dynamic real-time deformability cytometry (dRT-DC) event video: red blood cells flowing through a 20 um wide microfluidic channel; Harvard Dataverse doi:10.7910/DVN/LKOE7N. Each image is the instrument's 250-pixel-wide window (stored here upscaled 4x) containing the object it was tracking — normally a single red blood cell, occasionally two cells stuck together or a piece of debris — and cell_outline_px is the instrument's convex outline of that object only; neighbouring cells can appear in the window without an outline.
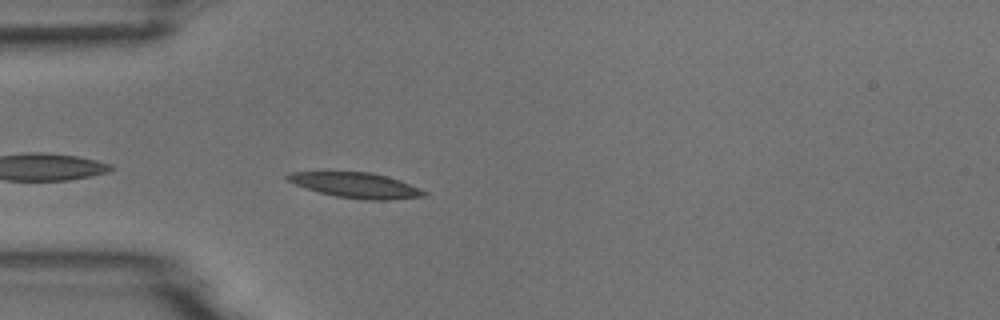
{"species": "common noctule bat (a hibernating species)", "species_latin": "Nyctalus noctula", "temperature_condition": "room temperature", "stored_images_in_passage": 4, "camera_frame_rate_fps": 3000, "um_per_image_px": 0.085, "animal": {"sex": "male", "body_mass_g": 18.8}, "frame": {"image": 1, "passage_image": 4, "time_ms": 1.0, "image_size_px": [1000, 320], "cell_outline_px": [[428, 196], [388, 200], [364, 200], [336, 196], [320, 192], [284, 180], [284, 176], [288, 172], [328, 168], [372, 172], [388, 176], [400, 180], [428, 192]], "centroid_in_image_um": [30.15, 15.67], "position_along_channel_um": 54.9, "area_um2": 21.39}}